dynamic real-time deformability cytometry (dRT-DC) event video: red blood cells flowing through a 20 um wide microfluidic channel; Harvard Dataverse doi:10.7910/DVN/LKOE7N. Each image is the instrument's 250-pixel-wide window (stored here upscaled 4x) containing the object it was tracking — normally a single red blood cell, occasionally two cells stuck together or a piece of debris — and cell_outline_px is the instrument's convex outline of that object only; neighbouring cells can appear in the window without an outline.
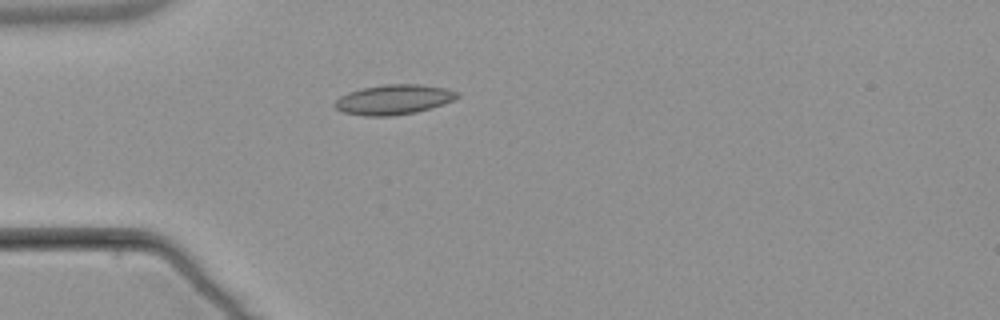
{"species": "common noctule bat (a hibernating species)", "species_latin": "Nyctalus noctula", "temperature_condition": "warm", "stored_images_in_passage": 5, "camera_frame_rate_fps": 3000, "um_per_image_px": 0.085, "animal": {"sex": "male", "body_mass_g": 21.5, "forearm_length_mm": 52.0}, "frame": {"image": 1, "passage_image": 5, "time_ms": 5.667, "image_size_px": [1000, 320], "cell_outline_px": [[460, 96], [444, 104], [416, 112], [392, 116], [364, 116], [344, 112], [336, 108], [332, 104], [340, 96], [348, 92], [360, 88], [384, 84], [420, 84], [448, 88], [460, 92]], "centroid_in_image_um": [33.47, 8.45], "position_along_channel_um": 51.5, "area_um2": 21.56}}